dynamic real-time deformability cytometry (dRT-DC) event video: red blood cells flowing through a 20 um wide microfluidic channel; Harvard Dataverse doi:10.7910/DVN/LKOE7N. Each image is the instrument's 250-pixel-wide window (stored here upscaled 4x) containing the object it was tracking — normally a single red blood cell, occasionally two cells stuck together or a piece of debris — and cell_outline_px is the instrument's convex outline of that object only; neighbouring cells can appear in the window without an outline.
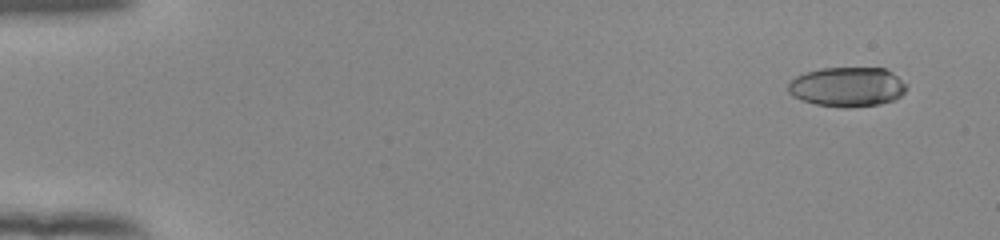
{"species": "human", "species_latin": "Homo sapiens", "temperature_condition": "room temperature", "stored_images_in_passage": 54, "camera_frame_rate_fps": 3000, "um_per_image_px": 0.085, "donor": {"sex": "female"}, "frame": {"image": 1, "passage_image": 4, "time_ms": 1.0, "image_size_px": [1000, 240], "cell_outline_px": [[908, 84], [904, 92], [896, 100], [880, 104], [848, 108], [840, 108], [816, 104], [792, 96], [788, 92], [788, 84], [796, 76], [804, 72], [820, 68], [884, 68], [892, 72]], "centroid_in_image_um": [72.04, 7.39], "position_along_channel_um": 13.0, "area_um2": 27.57}}
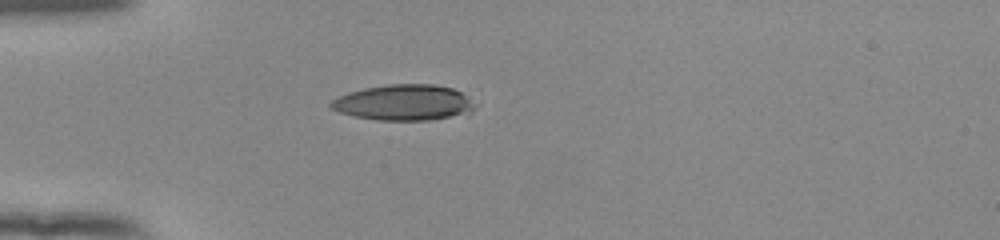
{"frame": {"image": 2, "passage_image": 17, "time_ms": 5.333, "image_size_px": [1000, 240], "cell_outline_px": [[476, 108], [472, 112], [432, 120], [376, 120], [352, 116], [340, 112], [332, 108], [328, 104], [332, 100], [348, 92], [364, 88], [388, 84], [432, 84], [452, 88], [460, 92]], "centroid_in_image_um": [34.28, 8.72], "position_along_channel_um": 50.7, "area_um2": 29.77}}
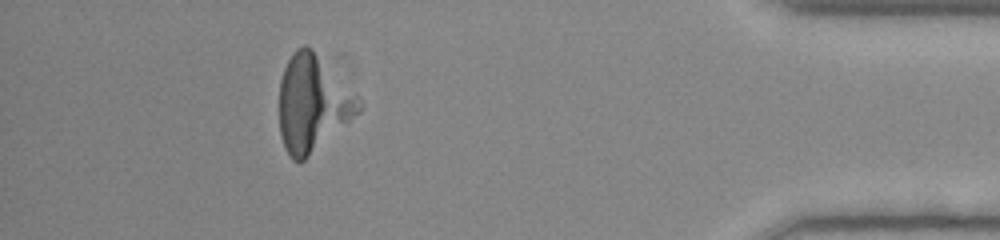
{"frame": {"image": 3, "passage_image": 49, "time_ms": 16.0, "image_size_px": [1000, 240], "cell_outline_px": [[364, 104], [360, 112], [300, 164], [292, 160], [284, 148], [280, 136], [280, 80], [284, 68], [292, 52], [296, 48], [304, 44], [308, 44], [312, 48]], "centroid_in_image_um": [26.55, 8.81], "position_along_channel_um": 408.6, "area_um2": 44.45}}